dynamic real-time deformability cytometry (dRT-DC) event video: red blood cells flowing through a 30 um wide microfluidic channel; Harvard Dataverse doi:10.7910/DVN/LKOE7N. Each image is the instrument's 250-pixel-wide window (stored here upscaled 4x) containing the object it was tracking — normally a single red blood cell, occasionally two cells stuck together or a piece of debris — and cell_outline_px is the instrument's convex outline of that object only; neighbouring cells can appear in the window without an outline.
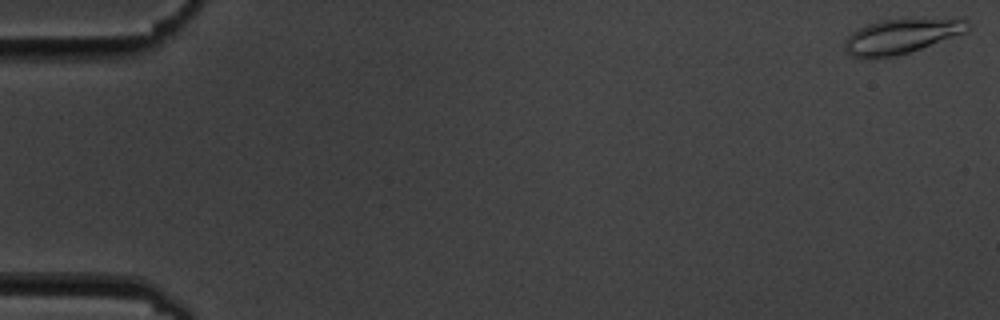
{"species": "common noctule bat (a hibernating species)", "species_latin": "Nyctalus noctula", "temperature_condition": "cold", "stored_images_in_passage": 4, "segment_of_instrument_passage": [2, 2], "camera_frame_rate_fps": 3000, "um_per_image_px": 0.085, "animal": {"sex": "male", "body_mass_g": 19.5, "forearm_length_mm": 54.6}, "frame": {"image": 1, "passage_image": 4, "time_ms": 3.667, "image_size_px": [1000, 320], "cell_outline_px": [[972, 24], [964, 32], [920, 48], [908, 52], [892, 56], [864, 60], [848, 56], [844, 52], [844, 40], [852, 32], [868, 24], [884, 20], [968, 20]], "centroid_in_image_um": [76.45, 3.13], "position_along_channel_um": 8.5, "area_um2": 24.28}}